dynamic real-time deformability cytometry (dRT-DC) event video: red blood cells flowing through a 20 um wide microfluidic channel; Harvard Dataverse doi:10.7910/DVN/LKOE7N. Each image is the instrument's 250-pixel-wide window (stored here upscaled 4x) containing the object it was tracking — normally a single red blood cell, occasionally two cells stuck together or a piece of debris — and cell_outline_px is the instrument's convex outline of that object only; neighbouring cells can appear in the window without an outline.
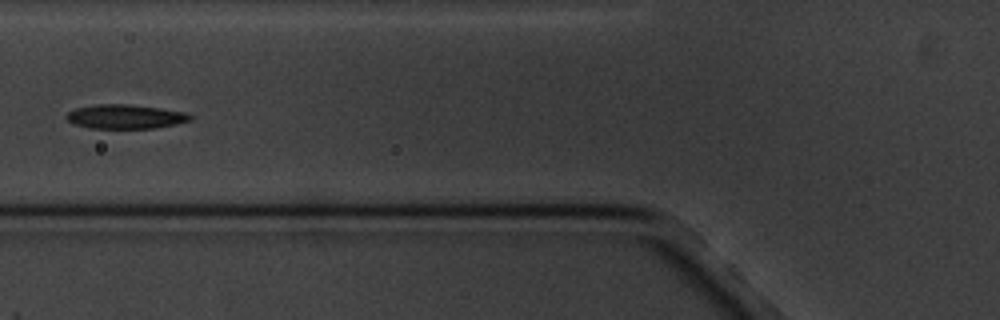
{"species": "common noctule bat (a hibernating species)", "species_latin": "Nyctalus noctula", "temperature_condition": "cold", "stored_images_in_passage": 6, "camera_frame_rate_fps": 3000, "um_per_image_px": 0.085, "animal": {"sex": "male", "body_mass_g": 20.1, "forearm_length_mm": 53.5}, "frame": {"image": 1, "passage_image": 2, "time_ms": 1.333, "image_size_px": [1000, 320], "cell_outline_px": [[192, 120], [176, 124], [156, 128], [88, 128], [72, 124], [64, 116], [68, 112], [76, 108], [96, 104], [132, 104], [160, 108], [184, 112], [192, 116]], "centroid_in_image_um": [10.63, 9.91], "position_along_channel_um": 115.2, "area_um2": 17.57}}
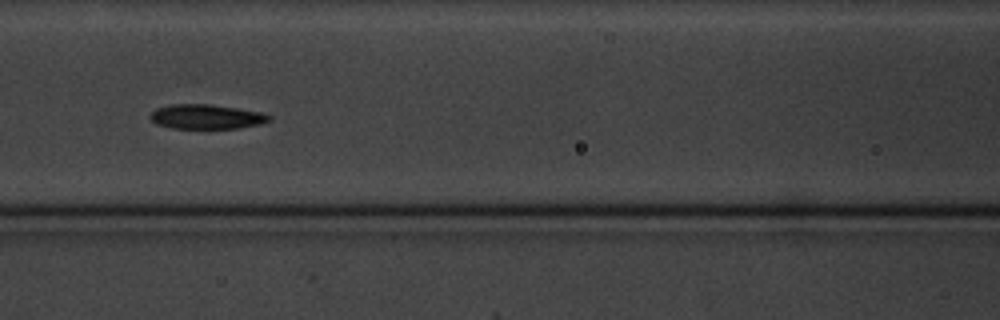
{"frame": {"image": 2, "passage_image": 3, "time_ms": 2.333, "image_size_px": [1000, 320], "cell_outline_px": [[272, 120], [260, 124], [236, 128], [172, 128], [156, 124], [148, 116], [156, 108], [172, 104], [208, 104], [236, 108], [260, 112], [272, 116]], "centroid_in_image_um": [17.53, 9.92], "position_along_channel_um": 149.1, "area_um2": 16.94}}
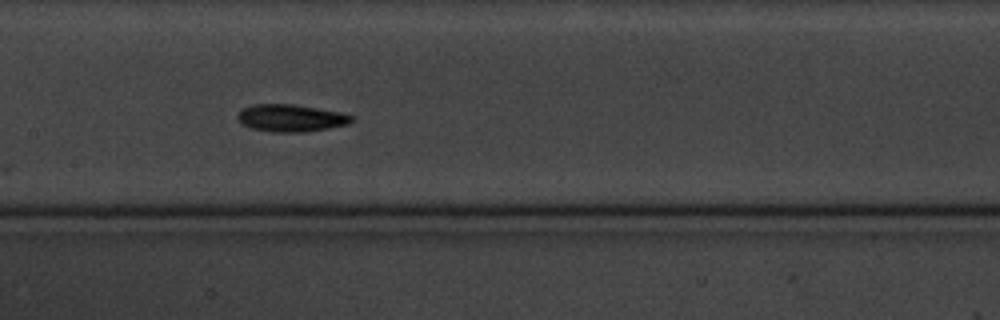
{"frame": {"image": 3, "passage_image": 4, "time_ms": 3.333, "image_size_px": [1000, 320], "cell_outline_px": [[352, 120], [348, 124], [308, 132], [272, 132], [252, 128], [240, 124], [236, 116], [240, 108], [252, 104], [292, 104], [340, 112], [352, 116]], "centroid_in_image_um": [24.65, 10.03], "position_along_channel_um": 182.8, "area_um2": 18.21}}